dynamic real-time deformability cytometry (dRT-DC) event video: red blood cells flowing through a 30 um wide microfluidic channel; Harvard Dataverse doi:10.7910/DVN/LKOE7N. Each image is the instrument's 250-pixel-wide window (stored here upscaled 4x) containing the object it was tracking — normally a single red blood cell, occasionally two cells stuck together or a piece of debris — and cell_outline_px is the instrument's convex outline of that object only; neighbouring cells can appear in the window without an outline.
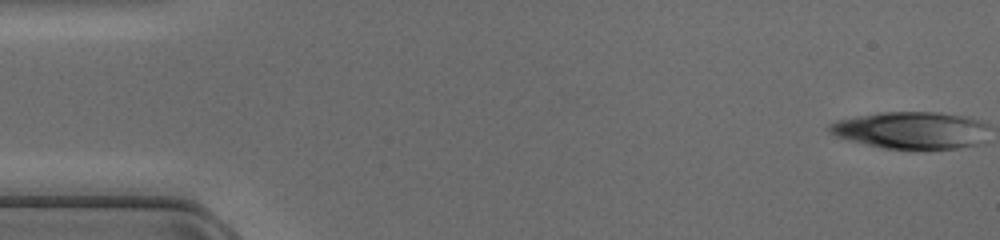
{"species": "common noctule bat (a hibernating species)", "species_latin": "Nyctalus noctula", "temperature_condition": "cold", "stored_images_in_passage": 27, "segment_of_instrument_passage": [1, 2], "camera_frame_rate_fps": 3000, "um_per_image_px": 0.085, "animal": {"sex": "female", "body_mass_g": 17.0, "forearm_length_mm": 48.0}, "frame": {"image": 1, "passage_image": 1, "time_ms": 0.0, "image_size_px": [1000, 240], "cell_outline_px": [[984, 124], [976, 144], [956, 148], [884, 148], [840, 136], [832, 132], [828, 128], [832, 124], [840, 120], [860, 116], [884, 112], [936, 112], [960, 116], [976, 120]], "centroid_in_image_um": [77.4, 11.05], "position_along_channel_um": 7.6, "area_um2": 32.43}}